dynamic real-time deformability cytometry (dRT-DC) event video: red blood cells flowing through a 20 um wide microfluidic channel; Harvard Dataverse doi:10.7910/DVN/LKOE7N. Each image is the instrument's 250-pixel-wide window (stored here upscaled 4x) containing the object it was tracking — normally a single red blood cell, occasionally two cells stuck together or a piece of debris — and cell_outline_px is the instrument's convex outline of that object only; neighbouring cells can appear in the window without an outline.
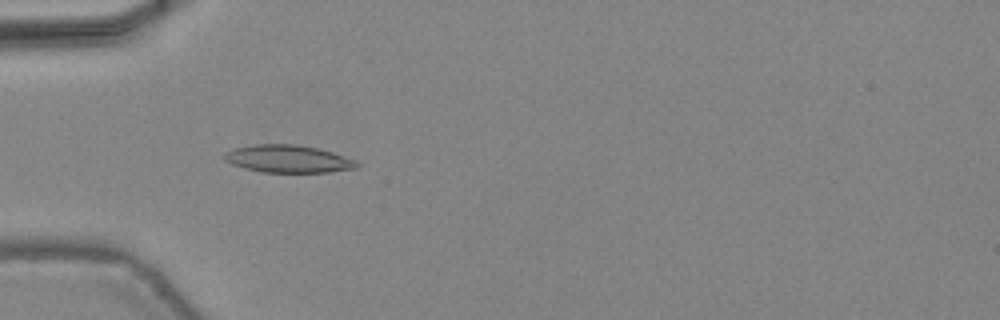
{"species": "common noctule bat (a hibernating species)", "species_latin": "Nyctalus noctula", "temperature_condition": "warm", "stored_images_in_passage": 47, "camera_frame_rate_fps": 3000, "um_per_image_px": 0.085, "animal": {"sex": "female", "body_mass_g": 24.6, "forearm_length_mm": 56.2}, "frame": {"image": 1, "passage_image": 16, "time_ms": 5.0, "image_size_px": [1000, 320], "cell_outline_px": [[360, 164], [356, 168], [328, 172], [260, 172], [244, 168], [232, 164], [224, 160], [224, 152], [232, 148], [256, 144], [296, 144], [316, 148], [332, 152], [356, 160]], "centroid_in_image_um": [24.46, 13.5], "position_along_channel_um": 60.5, "area_um2": 21.33}}
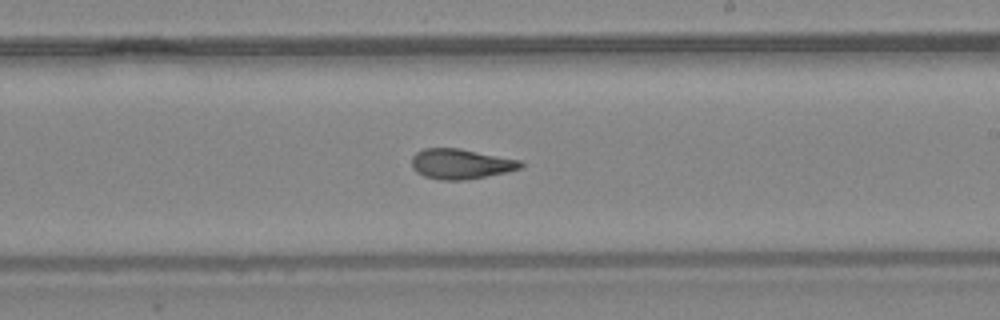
{"frame": {"image": 2, "passage_image": 29, "time_ms": 9.333, "image_size_px": [1000, 320], "cell_outline_px": [[524, 164], [520, 168], [504, 172], [464, 180], [440, 180], [424, 176], [416, 172], [412, 168], [412, 156], [416, 152], [424, 148], [460, 148], [520, 160]], "centroid_in_image_um": [39.12, 13.92], "position_along_channel_um": 249.9, "area_um2": 19.02}}
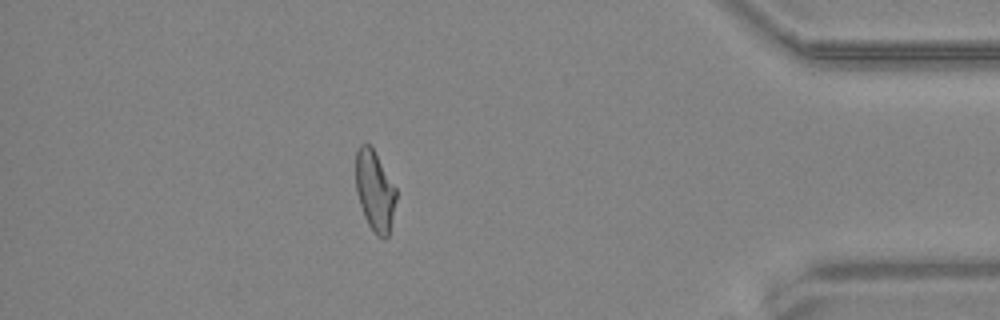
{"frame": {"image": 3, "passage_image": 42, "time_ms": 13.667, "image_size_px": [1000, 320], "cell_outline_px": [[396, 200], [388, 236], [384, 240], [376, 236], [368, 224], [364, 216], [356, 192], [356, 148], [360, 144], [368, 144], [372, 148], [396, 188]], "centroid_in_image_um": [31.84, 16.25], "position_along_channel_um": 403.4, "area_um2": 18.79}, "authors_computed_cell_mechanics": {"area_um2": 19.8254, "velocity_mm_per_s": 4.4613, "shape_relaxation_time_tau1_ms": null, "shape_relaxation_time_tau2_ms": 1.4179, "deformation_change_tau1": null, "deformation_change_tau2": 0.0873}}